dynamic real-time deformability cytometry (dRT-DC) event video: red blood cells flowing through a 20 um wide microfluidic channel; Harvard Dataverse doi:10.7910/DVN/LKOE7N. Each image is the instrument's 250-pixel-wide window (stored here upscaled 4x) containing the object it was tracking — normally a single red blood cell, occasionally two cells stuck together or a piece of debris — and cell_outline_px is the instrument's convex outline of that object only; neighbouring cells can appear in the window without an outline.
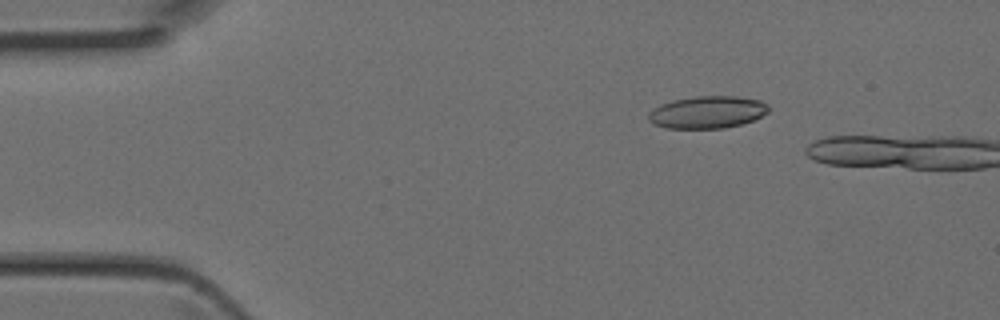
{"species": "Egyptian fruit bat (a non-hibernating species)", "species_latin": "Rousettus aegyptiacus", "temperature_condition": "room temperature", "stored_images_in_passage": 13, "camera_frame_rate_fps": 3000, "um_per_image_px": 0.085, "animal": {"sex": "female"}, "frame": {"image": 1, "passage_image": 3, "time_ms": 0.667, "image_size_px": [1000, 320], "cell_outline_px": [[768, 112], [752, 120], [740, 124], [724, 128], [664, 128], [648, 120], [648, 112], [652, 108], [660, 104], [672, 100], [696, 96], [736, 96], [760, 100], [768, 104]], "centroid_in_image_um": [60.09, 9.53], "position_along_channel_um": 24.9, "area_um2": 22.6}}
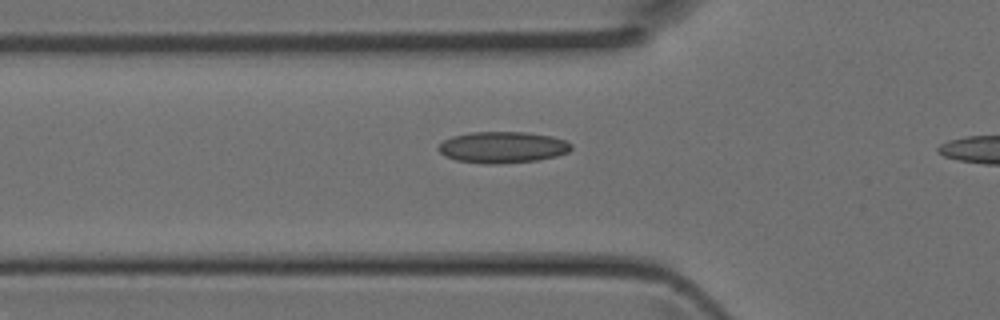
{"frame": {"image": 2, "passage_image": 11, "time_ms": 3.333, "image_size_px": [1000, 320], "cell_outline_px": [[572, 148], [568, 152], [556, 156], [536, 160], [500, 164], [488, 164], [456, 160], [444, 156], [436, 148], [444, 140], [452, 136], [472, 132], [524, 132], [552, 136], [564, 140], [572, 144]], "centroid_in_image_um": [42.7, 12.52], "position_along_channel_um": 83.1, "area_um2": 24.28}}